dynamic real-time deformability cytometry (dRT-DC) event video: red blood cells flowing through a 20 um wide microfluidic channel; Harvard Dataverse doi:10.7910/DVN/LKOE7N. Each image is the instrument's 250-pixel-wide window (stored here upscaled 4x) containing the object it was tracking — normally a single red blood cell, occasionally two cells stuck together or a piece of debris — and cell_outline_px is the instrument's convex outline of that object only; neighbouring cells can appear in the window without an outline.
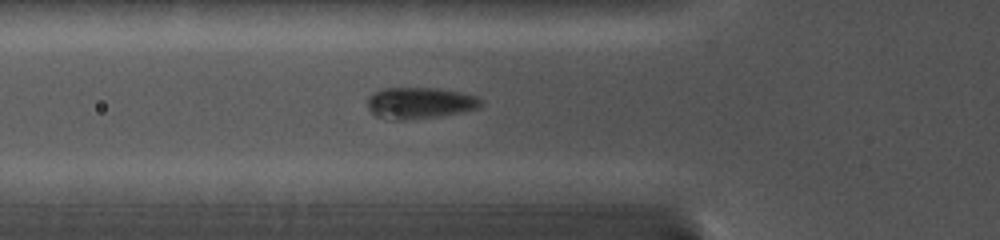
{"species": "common noctule bat (a hibernating species)", "species_latin": "Nyctalus noctula", "temperature_condition": "cold", "stored_images_in_passage": 7, "camera_frame_rate_fps": 5000, "um_per_image_px": 0.085, "animal": {"sex": "female", "body_mass_g": 19.0, "forearm_length_mm": 56.7}, "frame": {"image": 1, "passage_image": 7, "time_ms": 2.2, "image_size_px": [1000, 240], "cell_outline_px": [[484, 104], [480, 108], [440, 116], [404, 120], [396, 120], [376, 116], [368, 108], [368, 96], [372, 92], [380, 88], [436, 88], [460, 92], [480, 96], [484, 100]], "centroid_in_image_um": [35.72, 8.74], "position_along_channel_um": 90.1, "area_um2": 21.04}}